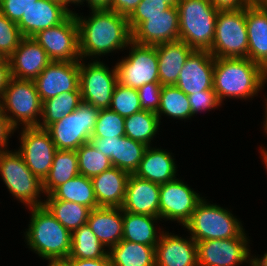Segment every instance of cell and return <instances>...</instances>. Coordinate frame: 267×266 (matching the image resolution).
I'll use <instances>...</instances> for the list:
<instances>
[{"mask_svg":"<svg viewBox=\"0 0 267 266\" xmlns=\"http://www.w3.org/2000/svg\"><path fill=\"white\" fill-rule=\"evenodd\" d=\"M79 31L81 59L93 60L115 50L123 51L132 41L128 17L109 9L92 10L88 18L74 12Z\"/></svg>","mask_w":267,"mask_h":266,"instance_id":"obj_1","label":"cell"},{"mask_svg":"<svg viewBox=\"0 0 267 266\" xmlns=\"http://www.w3.org/2000/svg\"><path fill=\"white\" fill-rule=\"evenodd\" d=\"M266 82L267 72L249 58H215L213 90L220 103L224 98L252 99Z\"/></svg>","mask_w":267,"mask_h":266,"instance_id":"obj_2","label":"cell"},{"mask_svg":"<svg viewBox=\"0 0 267 266\" xmlns=\"http://www.w3.org/2000/svg\"><path fill=\"white\" fill-rule=\"evenodd\" d=\"M30 224L24 232L31 251L48 262H61L69 257L72 233L44 206L28 207Z\"/></svg>","mask_w":267,"mask_h":266,"instance_id":"obj_3","label":"cell"},{"mask_svg":"<svg viewBox=\"0 0 267 266\" xmlns=\"http://www.w3.org/2000/svg\"><path fill=\"white\" fill-rule=\"evenodd\" d=\"M177 9L179 40L194 50L209 51L215 36L218 10L210 0H180Z\"/></svg>","mask_w":267,"mask_h":266,"instance_id":"obj_4","label":"cell"},{"mask_svg":"<svg viewBox=\"0 0 267 266\" xmlns=\"http://www.w3.org/2000/svg\"><path fill=\"white\" fill-rule=\"evenodd\" d=\"M242 225L230 210L204 198L183 227L197 242L238 237L245 230Z\"/></svg>","mask_w":267,"mask_h":266,"instance_id":"obj_5","label":"cell"},{"mask_svg":"<svg viewBox=\"0 0 267 266\" xmlns=\"http://www.w3.org/2000/svg\"><path fill=\"white\" fill-rule=\"evenodd\" d=\"M42 104L33 80L13 77L0 99L2 112L15 129H19L20 124L23 127H38L41 122Z\"/></svg>","mask_w":267,"mask_h":266,"instance_id":"obj_6","label":"cell"},{"mask_svg":"<svg viewBox=\"0 0 267 266\" xmlns=\"http://www.w3.org/2000/svg\"><path fill=\"white\" fill-rule=\"evenodd\" d=\"M0 176L8 191L28 207L42 206L43 182L27 167L16 150L0 151ZM42 200V201H41Z\"/></svg>","mask_w":267,"mask_h":266,"instance_id":"obj_7","label":"cell"},{"mask_svg":"<svg viewBox=\"0 0 267 266\" xmlns=\"http://www.w3.org/2000/svg\"><path fill=\"white\" fill-rule=\"evenodd\" d=\"M245 8L218 11L215 36L209 52L214 58H248Z\"/></svg>","mask_w":267,"mask_h":266,"instance_id":"obj_8","label":"cell"},{"mask_svg":"<svg viewBox=\"0 0 267 266\" xmlns=\"http://www.w3.org/2000/svg\"><path fill=\"white\" fill-rule=\"evenodd\" d=\"M99 111L93 105L82 102L63 119L50 124L45 130L57 150H77L82 144L90 142Z\"/></svg>","mask_w":267,"mask_h":266,"instance_id":"obj_9","label":"cell"},{"mask_svg":"<svg viewBox=\"0 0 267 266\" xmlns=\"http://www.w3.org/2000/svg\"><path fill=\"white\" fill-rule=\"evenodd\" d=\"M127 48L128 56L115 64L118 83L135 89L147 83H159L156 46L131 41Z\"/></svg>","mask_w":267,"mask_h":266,"instance_id":"obj_10","label":"cell"},{"mask_svg":"<svg viewBox=\"0 0 267 266\" xmlns=\"http://www.w3.org/2000/svg\"><path fill=\"white\" fill-rule=\"evenodd\" d=\"M117 82L115 66L110 69L100 58L92 59L87 64L84 59L79 61V89L82 102L99 110L109 109Z\"/></svg>","mask_w":267,"mask_h":266,"instance_id":"obj_11","label":"cell"},{"mask_svg":"<svg viewBox=\"0 0 267 266\" xmlns=\"http://www.w3.org/2000/svg\"><path fill=\"white\" fill-rule=\"evenodd\" d=\"M47 53L51 61H80L79 31L75 14L63 22L39 31L32 37Z\"/></svg>","mask_w":267,"mask_h":266,"instance_id":"obj_12","label":"cell"},{"mask_svg":"<svg viewBox=\"0 0 267 266\" xmlns=\"http://www.w3.org/2000/svg\"><path fill=\"white\" fill-rule=\"evenodd\" d=\"M244 230L238 237L197 241L198 266L250 265V240Z\"/></svg>","mask_w":267,"mask_h":266,"instance_id":"obj_13","label":"cell"},{"mask_svg":"<svg viewBox=\"0 0 267 266\" xmlns=\"http://www.w3.org/2000/svg\"><path fill=\"white\" fill-rule=\"evenodd\" d=\"M20 146L16 150L27 167L42 182L48 176L57 151L50 134L39 127H21Z\"/></svg>","mask_w":267,"mask_h":266,"instance_id":"obj_14","label":"cell"},{"mask_svg":"<svg viewBox=\"0 0 267 266\" xmlns=\"http://www.w3.org/2000/svg\"><path fill=\"white\" fill-rule=\"evenodd\" d=\"M179 179L160 185L159 217L184 226L204 197Z\"/></svg>","mask_w":267,"mask_h":266,"instance_id":"obj_15","label":"cell"},{"mask_svg":"<svg viewBox=\"0 0 267 266\" xmlns=\"http://www.w3.org/2000/svg\"><path fill=\"white\" fill-rule=\"evenodd\" d=\"M33 82L42 102L63 92L80 91L79 61H51Z\"/></svg>","mask_w":267,"mask_h":266,"instance_id":"obj_16","label":"cell"},{"mask_svg":"<svg viewBox=\"0 0 267 266\" xmlns=\"http://www.w3.org/2000/svg\"><path fill=\"white\" fill-rule=\"evenodd\" d=\"M176 40H179L177 6L155 16H146V20L132 32V41L140 45L156 46Z\"/></svg>","mask_w":267,"mask_h":266,"instance_id":"obj_17","label":"cell"},{"mask_svg":"<svg viewBox=\"0 0 267 266\" xmlns=\"http://www.w3.org/2000/svg\"><path fill=\"white\" fill-rule=\"evenodd\" d=\"M215 58L207 50H194L186 60L175 84L185 94L213 90Z\"/></svg>","mask_w":267,"mask_h":266,"instance_id":"obj_18","label":"cell"},{"mask_svg":"<svg viewBox=\"0 0 267 266\" xmlns=\"http://www.w3.org/2000/svg\"><path fill=\"white\" fill-rule=\"evenodd\" d=\"M93 146L110 158L113 167L134 174L148 146L129 137L91 138Z\"/></svg>","mask_w":267,"mask_h":266,"instance_id":"obj_19","label":"cell"},{"mask_svg":"<svg viewBox=\"0 0 267 266\" xmlns=\"http://www.w3.org/2000/svg\"><path fill=\"white\" fill-rule=\"evenodd\" d=\"M161 230L155 246L156 266H198L197 244L191 236L186 239Z\"/></svg>","mask_w":267,"mask_h":266,"instance_id":"obj_20","label":"cell"},{"mask_svg":"<svg viewBox=\"0 0 267 266\" xmlns=\"http://www.w3.org/2000/svg\"><path fill=\"white\" fill-rule=\"evenodd\" d=\"M13 78L34 80L51 62L46 51L32 38L24 37L8 57Z\"/></svg>","mask_w":267,"mask_h":266,"instance_id":"obj_21","label":"cell"},{"mask_svg":"<svg viewBox=\"0 0 267 266\" xmlns=\"http://www.w3.org/2000/svg\"><path fill=\"white\" fill-rule=\"evenodd\" d=\"M160 185L130 174L121 209L134 214L159 217Z\"/></svg>","mask_w":267,"mask_h":266,"instance_id":"obj_22","label":"cell"},{"mask_svg":"<svg viewBox=\"0 0 267 266\" xmlns=\"http://www.w3.org/2000/svg\"><path fill=\"white\" fill-rule=\"evenodd\" d=\"M70 14L57 0H37L17 25L23 37H33L41 30L59 25Z\"/></svg>","mask_w":267,"mask_h":266,"instance_id":"obj_23","label":"cell"},{"mask_svg":"<svg viewBox=\"0 0 267 266\" xmlns=\"http://www.w3.org/2000/svg\"><path fill=\"white\" fill-rule=\"evenodd\" d=\"M248 33V58L267 72V5L245 8Z\"/></svg>","mask_w":267,"mask_h":266,"instance_id":"obj_24","label":"cell"},{"mask_svg":"<svg viewBox=\"0 0 267 266\" xmlns=\"http://www.w3.org/2000/svg\"><path fill=\"white\" fill-rule=\"evenodd\" d=\"M172 153L148 146L137 171V177L159 185L177 179V165Z\"/></svg>","mask_w":267,"mask_h":266,"instance_id":"obj_25","label":"cell"},{"mask_svg":"<svg viewBox=\"0 0 267 266\" xmlns=\"http://www.w3.org/2000/svg\"><path fill=\"white\" fill-rule=\"evenodd\" d=\"M87 224L107 249L117 245L123 239V210L121 207L92 209Z\"/></svg>","mask_w":267,"mask_h":266,"instance_id":"obj_26","label":"cell"},{"mask_svg":"<svg viewBox=\"0 0 267 266\" xmlns=\"http://www.w3.org/2000/svg\"><path fill=\"white\" fill-rule=\"evenodd\" d=\"M129 176L128 172L112 167L91 178L98 206L121 207Z\"/></svg>","mask_w":267,"mask_h":266,"instance_id":"obj_27","label":"cell"},{"mask_svg":"<svg viewBox=\"0 0 267 266\" xmlns=\"http://www.w3.org/2000/svg\"><path fill=\"white\" fill-rule=\"evenodd\" d=\"M159 83L175 85L189 55L194 51L182 40L156 45Z\"/></svg>","mask_w":267,"mask_h":266,"instance_id":"obj_28","label":"cell"},{"mask_svg":"<svg viewBox=\"0 0 267 266\" xmlns=\"http://www.w3.org/2000/svg\"><path fill=\"white\" fill-rule=\"evenodd\" d=\"M157 220L162 221L160 217L123 211L122 240L147 246H156L162 234L160 228L156 230V224L154 223H156Z\"/></svg>","mask_w":267,"mask_h":266,"instance_id":"obj_29","label":"cell"},{"mask_svg":"<svg viewBox=\"0 0 267 266\" xmlns=\"http://www.w3.org/2000/svg\"><path fill=\"white\" fill-rule=\"evenodd\" d=\"M107 254L112 266H156L155 246L121 240Z\"/></svg>","mask_w":267,"mask_h":266,"instance_id":"obj_30","label":"cell"},{"mask_svg":"<svg viewBox=\"0 0 267 266\" xmlns=\"http://www.w3.org/2000/svg\"><path fill=\"white\" fill-rule=\"evenodd\" d=\"M79 174L76 150H57L49 174L43 181L44 195H50L57 187Z\"/></svg>","mask_w":267,"mask_h":266,"instance_id":"obj_31","label":"cell"},{"mask_svg":"<svg viewBox=\"0 0 267 266\" xmlns=\"http://www.w3.org/2000/svg\"><path fill=\"white\" fill-rule=\"evenodd\" d=\"M51 214L71 233L87 224L90 208L75 202L57 200L51 194L43 204Z\"/></svg>","mask_w":267,"mask_h":266,"instance_id":"obj_32","label":"cell"},{"mask_svg":"<svg viewBox=\"0 0 267 266\" xmlns=\"http://www.w3.org/2000/svg\"><path fill=\"white\" fill-rule=\"evenodd\" d=\"M51 195L57 200L75 202L88 208H98L91 178L77 175L57 187Z\"/></svg>","mask_w":267,"mask_h":266,"instance_id":"obj_33","label":"cell"},{"mask_svg":"<svg viewBox=\"0 0 267 266\" xmlns=\"http://www.w3.org/2000/svg\"><path fill=\"white\" fill-rule=\"evenodd\" d=\"M161 121L157 114L152 111L141 110L131 116L125 117V136L146 146L151 145V140L159 132Z\"/></svg>","mask_w":267,"mask_h":266,"instance_id":"obj_34","label":"cell"},{"mask_svg":"<svg viewBox=\"0 0 267 266\" xmlns=\"http://www.w3.org/2000/svg\"><path fill=\"white\" fill-rule=\"evenodd\" d=\"M82 103L80 91L63 92L53 98L43 101L42 116L39 128L46 129L70 114Z\"/></svg>","mask_w":267,"mask_h":266,"instance_id":"obj_35","label":"cell"},{"mask_svg":"<svg viewBox=\"0 0 267 266\" xmlns=\"http://www.w3.org/2000/svg\"><path fill=\"white\" fill-rule=\"evenodd\" d=\"M107 253L108 249L100 242L88 224L72 232L68 258L99 259L105 257Z\"/></svg>","mask_w":267,"mask_h":266,"instance_id":"obj_36","label":"cell"},{"mask_svg":"<svg viewBox=\"0 0 267 266\" xmlns=\"http://www.w3.org/2000/svg\"><path fill=\"white\" fill-rule=\"evenodd\" d=\"M156 114L159 120L163 114L176 120H189L194 117L187 94L175 85L162 86L160 104Z\"/></svg>","mask_w":267,"mask_h":266,"instance_id":"obj_37","label":"cell"},{"mask_svg":"<svg viewBox=\"0 0 267 266\" xmlns=\"http://www.w3.org/2000/svg\"><path fill=\"white\" fill-rule=\"evenodd\" d=\"M76 153L79 173L88 178H93L113 167L110 158L98 151L91 142L82 144Z\"/></svg>","mask_w":267,"mask_h":266,"instance_id":"obj_38","label":"cell"},{"mask_svg":"<svg viewBox=\"0 0 267 266\" xmlns=\"http://www.w3.org/2000/svg\"><path fill=\"white\" fill-rule=\"evenodd\" d=\"M109 109L122 117H128L142 110L137 89L117 82L113 90Z\"/></svg>","mask_w":267,"mask_h":266,"instance_id":"obj_39","label":"cell"},{"mask_svg":"<svg viewBox=\"0 0 267 266\" xmlns=\"http://www.w3.org/2000/svg\"><path fill=\"white\" fill-rule=\"evenodd\" d=\"M125 117L111 109H102L98 113L97 121L91 138H110L125 136Z\"/></svg>","mask_w":267,"mask_h":266,"instance_id":"obj_40","label":"cell"},{"mask_svg":"<svg viewBox=\"0 0 267 266\" xmlns=\"http://www.w3.org/2000/svg\"><path fill=\"white\" fill-rule=\"evenodd\" d=\"M23 38L17 23L12 22L0 11V57L8 58Z\"/></svg>","mask_w":267,"mask_h":266,"instance_id":"obj_41","label":"cell"},{"mask_svg":"<svg viewBox=\"0 0 267 266\" xmlns=\"http://www.w3.org/2000/svg\"><path fill=\"white\" fill-rule=\"evenodd\" d=\"M170 6L163 0H142L128 17L131 33L146 20V16H155L169 9Z\"/></svg>","mask_w":267,"mask_h":266,"instance_id":"obj_42","label":"cell"},{"mask_svg":"<svg viewBox=\"0 0 267 266\" xmlns=\"http://www.w3.org/2000/svg\"><path fill=\"white\" fill-rule=\"evenodd\" d=\"M187 96L193 116L195 114L197 115L198 112L211 111L222 105L214 90H205L195 94H189Z\"/></svg>","mask_w":267,"mask_h":266,"instance_id":"obj_43","label":"cell"},{"mask_svg":"<svg viewBox=\"0 0 267 266\" xmlns=\"http://www.w3.org/2000/svg\"><path fill=\"white\" fill-rule=\"evenodd\" d=\"M161 89L162 85L160 83H147L137 89L142 110L157 113L160 104Z\"/></svg>","mask_w":267,"mask_h":266,"instance_id":"obj_44","label":"cell"},{"mask_svg":"<svg viewBox=\"0 0 267 266\" xmlns=\"http://www.w3.org/2000/svg\"><path fill=\"white\" fill-rule=\"evenodd\" d=\"M37 0H0V11L12 22L18 23Z\"/></svg>","mask_w":267,"mask_h":266,"instance_id":"obj_45","label":"cell"},{"mask_svg":"<svg viewBox=\"0 0 267 266\" xmlns=\"http://www.w3.org/2000/svg\"><path fill=\"white\" fill-rule=\"evenodd\" d=\"M218 11H236L252 5L251 0H210Z\"/></svg>","mask_w":267,"mask_h":266,"instance_id":"obj_46","label":"cell"},{"mask_svg":"<svg viewBox=\"0 0 267 266\" xmlns=\"http://www.w3.org/2000/svg\"><path fill=\"white\" fill-rule=\"evenodd\" d=\"M15 131L16 129L10 124L0 108V151L8 150V139Z\"/></svg>","mask_w":267,"mask_h":266,"instance_id":"obj_47","label":"cell"},{"mask_svg":"<svg viewBox=\"0 0 267 266\" xmlns=\"http://www.w3.org/2000/svg\"><path fill=\"white\" fill-rule=\"evenodd\" d=\"M142 0H112L109 10L129 17Z\"/></svg>","mask_w":267,"mask_h":266,"instance_id":"obj_48","label":"cell"},{"mask_svg":"<svg viewBox=\"0 0 267 266\" xmlns=\"http://www.w3.org/2000/svg\"><path fill=\"white\" fill-rule=\"evenodd\" d=\"M67 266H112L108 254L99 259L67 258L63 261Z\"/></svg>","mask_w":267,"mask_h":266,"instance_id":"obj_49","label":"cell"},{"mask_svg":"<svg viewBox=\"0 0 267 266\" xmlns=\"http://www.w3.org/2000/svg\"><path fill=\"white\" fill-rule=\"evenodd\" d=\"M12 78L8 58L0 57V99Z\"/></svg>","mask_w":267,"mask_h":266,"instance_id":"obj_50","label":"cell"},{"mask_svg":"<svg viewBox=\"0 0 267 266\" xmlns=\"http://www.w3.org/2000/svg\"><path fill=\"white\" fill-rule=\"evenodd\" d=\"M91 10L109 9L112 0H85Z\"/></svg>","mask_w":267,"mask_h":266,"instance_id":"obj_51","label":"cell"},{"mask_svg":"<svg viewBox=\"0 0 267 266\" xmlns=\"http://www.w3.org/2000/svg\"><path fill=\"white\" fill-rule=\"evenodd\" d=\"M253 256L249 266H267V251L262 255V257Z\"/></svg>","mask_w":267,"mask_h":266,"instance_id":"obj_52","label":"cell"},{"mask_svg":"<svg viewBox=\"0 0 267 266\" xmlns=\"http://www.w3.org/2000/svg\"><path fill=\"white\" fill-rule=\"evenodd\" d=\"M57 1L60 4H62L67 10H69L71 13H74V11H72V10H70V8H68L69 6H71L70 4H75V5L80 6V5L84 4L83 2H85V0H57Z\"/></svg>","mask_w":267,"mask_h":266,"instance_id":"obj_53","label":"cell"},{"mask_svg":"<svg viewBox=\"0 0 267 266\" xmlns=\"http://www.w3.org/2000/svg\"><path fill=\"white\" fill-rule=\"evenodd\" d=\"M260 149H261L260 153H261L262 162H264L263 164H264V167L266 168V171H267V150H266V148H263L262 146Z\"/></svg>","mask_w":267,"mask_h":266,"instance_id":"obj_54","label":"cell"},{"mask_svg":"<svg viewBox=\"0 0 267 266\" xmlns=\"http://www.w3.org/2000/svg\"><path fill=\"white\" fill-rule=\"evenodd\" d=\"M265 116H264V123H263V127L262 128H264L263 130H264V132L267 134V99H265Z\"/></svg>","mask_w":267,"mask_h":266,"instance_id":"obj_55","label":"cell"},{"mask_svg":"<svg viewBox=\"0 0 267 266\" xmlns=\"http://www.w3.org/2000/svg\"><path fill=\"white\" fill-rule=\"evenodd\" d=\"M180 0H163L166 4H168L170 7L177 6Z\"/></svg>","mask_w":267,"mask_h":266,"instance_id":"obj_56","label":"cell"},{"mask_svg":"<svg viewBox=\"0 0 267 266\" xmlns=\"http://www.w3.org/2000/svg\"><path fill=\"white\" fill-rule=\"evenodd\" d=\"M47 266H67L63 261L61 262H49Z\"/></svg>","mask_w":267,"mask_h":266,"instance_id":"obj_57","label":"cell"},{"mask_svg":"<svg viewBox=\"0 0 267 266\" xmlns=\"http://www.w3.org/2000/svg\"><path fill=\"white\" fill-rule=\"evenodd\" d=\"M252 4H267V0H251Z\"/></svg>","mask_w":267,"mask_h":266,"instance_id":"obj_58","label":"cell"}]
</instances>
